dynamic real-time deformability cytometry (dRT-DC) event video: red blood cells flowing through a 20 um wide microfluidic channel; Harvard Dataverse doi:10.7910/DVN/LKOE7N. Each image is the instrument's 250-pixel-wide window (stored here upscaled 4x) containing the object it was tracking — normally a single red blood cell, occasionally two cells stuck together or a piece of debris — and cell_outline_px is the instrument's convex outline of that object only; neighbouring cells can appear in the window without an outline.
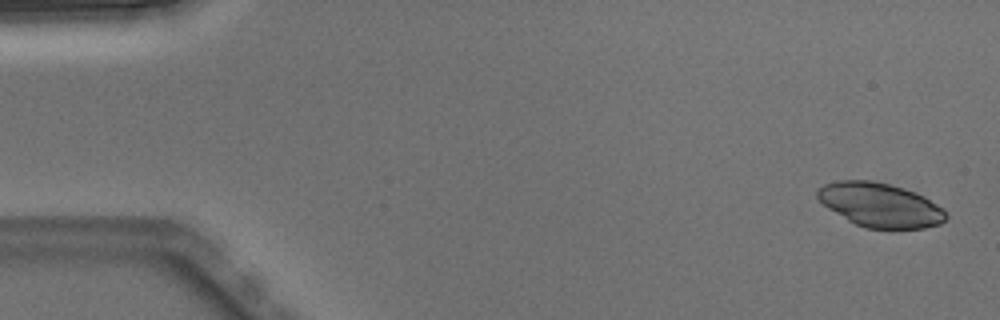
{"species": "Egyptian fruit bat (a non-hibernating species)", "species_latin": "Rousettus aegyptiacus", "temperature_condition": "warm", "stored_images_in_passage": 6, "camera_frame_rate_fps": 3000, "um_per_image_px": 0.085, "animal": {"sex": "male"}, "frame": {"image": 1, "passage_image": 1, "time_ms": 0.0, "image_size_px": [1000, 320], "cell_outline_px": [[948, 216], [940, 224], [924, 228], [864, 228], [848, 220], [828, 208], [816, 196], [816, 188], [824, 184], [840, 180], [872, 180], [904, 188], [924, 196], [944, 208]], "centroid_in_image_um": [74.81, 17.41], "position_along_channel_um": 10.2, "area_um2": 33.0}}
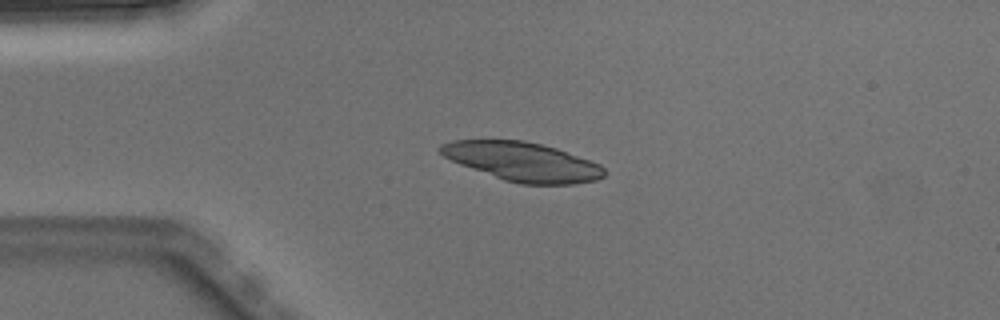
{"frame": {"image": 2, "passage_image": 4, "time_ms": 1.0, "image_size_px": [1000, 320], "cell_outline_px": [[608, 172], [604, 176], [596, 180], [572, 184], [520, 184], [504, 180], [460, 164], [444, 156], [436, 148], [440, 144], [452, 140], [524, 140], [556, 148], [600, 164]], "centroid_in_image_um": [44.41, 13.74], "position_along_channel_um": 40.6, "area_um2": 37.05}}